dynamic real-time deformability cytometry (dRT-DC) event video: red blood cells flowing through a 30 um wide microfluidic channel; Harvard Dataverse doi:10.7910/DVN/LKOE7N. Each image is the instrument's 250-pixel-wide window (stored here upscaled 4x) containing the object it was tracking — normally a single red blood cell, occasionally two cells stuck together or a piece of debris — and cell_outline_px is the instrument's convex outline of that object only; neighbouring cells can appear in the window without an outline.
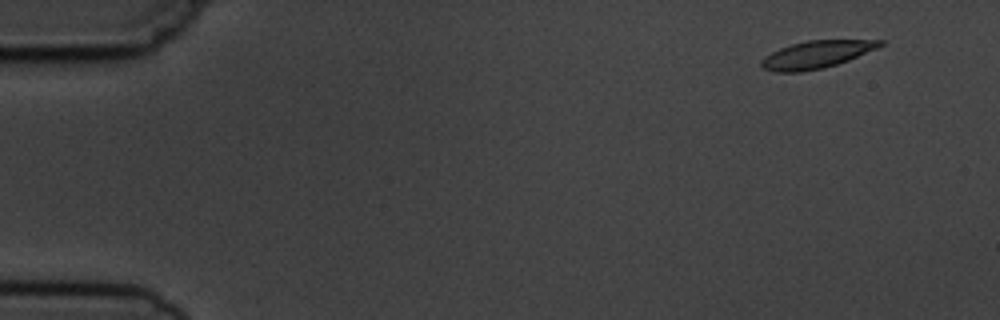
{"species": "common noctule bat (a hibernating species)", "species_latin": "Nyctalus noctula", "temperature_condition": "cold", "stored_images_in_passage": 5, "segment_of_instrument_passage": [2, 2], "camera_frame_rate_fps": 3000, "um_per_image_px": 0.085, "animal": {"sex": "male", "body_mass_g": 19.5, "forearm_length_mm": 54.6}, "frame": {"image": 1, "passage_image": 5, "time_ms": 6.333, "image_size_px": [1000, 320], "cell_outline_px": [[884, 44], [876, 48], [848, 60], [824, 68], [800, 72], [776, 72], [764, 68], [760, 64], [760, 60], [764, 56], [780, 48], [792, 44], [808, 40], [884, 40]], "centroid_in_image_um": [69.36, 4.64], "position_along_channel_um": 15.6, "area_um2": 18.79}}